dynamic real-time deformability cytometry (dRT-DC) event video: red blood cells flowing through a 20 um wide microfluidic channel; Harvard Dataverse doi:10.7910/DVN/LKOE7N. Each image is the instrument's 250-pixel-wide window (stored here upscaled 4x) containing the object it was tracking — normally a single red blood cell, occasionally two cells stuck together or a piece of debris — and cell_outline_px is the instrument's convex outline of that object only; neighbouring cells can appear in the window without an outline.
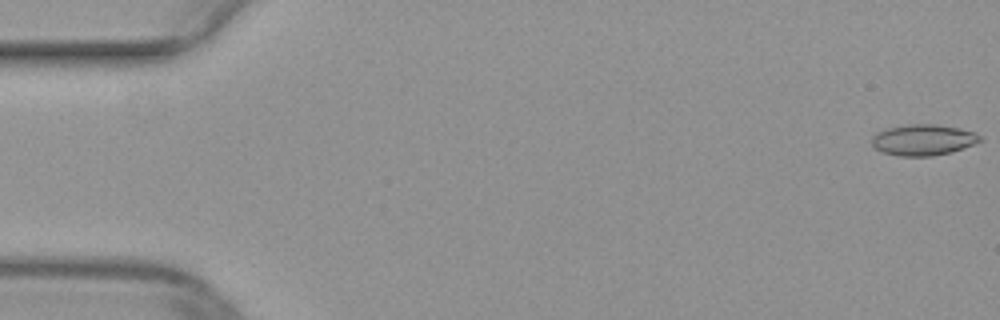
{"species": "common noctule bat (a hibernating species)", "species_latin": "Nyctalus noctula", "temperature_condition": "warm", "stored_images_in_passage": 12, "camera_frame_rate_fps": 3000, "um_per_image_px": 0.085, "animal": {"sex": "female", "body_mass_g": 29.2, "forearm_length_mm": 56.3}, "frame": {"image": 1, "passage_image": 1, "time_ms": 0.0, "image_size_px": [1000, 320], "cell_outline_px": [[984, 140], [976, 144], [964, 148], [932, 156], [900, 156], [880, 152], [872, 148], [872, 136], [876, 132], [888, 128], [908, 124], [936, 124], [960, 128], [976, 132]], "centroid_in_image_um": [78.47, 11.89], "position_along_channel_um": 6.5, "area_um2": 19.83}}